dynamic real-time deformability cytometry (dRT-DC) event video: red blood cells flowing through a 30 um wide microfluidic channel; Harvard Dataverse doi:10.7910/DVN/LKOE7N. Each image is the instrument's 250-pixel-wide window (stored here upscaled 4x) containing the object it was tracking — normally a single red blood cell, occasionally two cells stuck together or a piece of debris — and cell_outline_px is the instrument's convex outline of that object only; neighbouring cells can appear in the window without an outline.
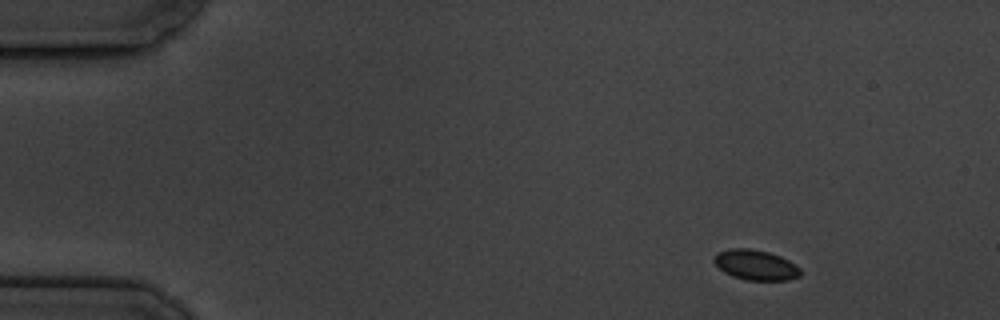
{"species": "common noctule bat (a hibernating species)", "species_latin": "Nyctalus noctula", "temperature_condition": "cold", "stored_images_in_passage": 5, "camera_frame_rate_fps": 3000, "um_per_image_px": 0.085, "animal": {"sex": "male", "body_mass_g": 19.5, "forearm_length_mm": 54.6}, "frame": {"image": 1, "passage_image": 1, "time_ms": 0.0, "image_size_px": [1000, 320], "cell_outline_px": [[800, 276], [788, 280], [744, 280], [732, 276], [724, 272], [712, 260], [716, 252], [728, 248], [748, 248], [768, 252], [780, 256], [788, 260], [800, 268]], "centroid_in_image_um": [64.2, 22.51], "position_along_channel_um": 20.8, "area_um2": 15.26}}
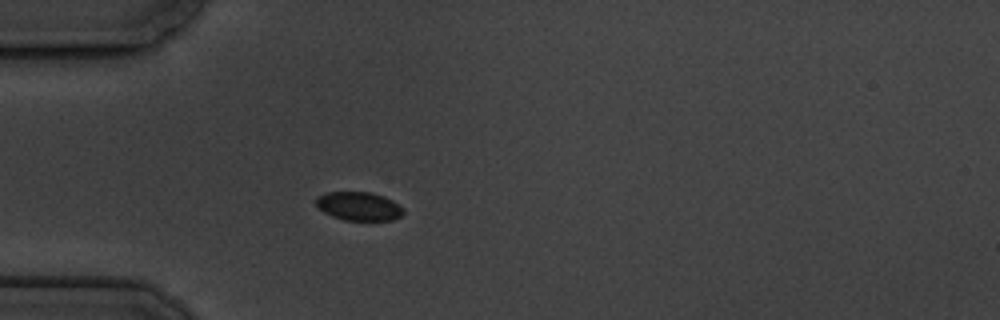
{"frame": {"image": 2, "passage_image": 4, "time_ms": 3.333, "image_size_px": [1000, 320], "cell_outline_px": [[404, 212], [400, 216], [392, 220], [344, 220], [332, 216], [324, 212], [316, 204], [316, 196], [328, 192], [372, 192], [384, 196], [392, 200], [404, 208]], "centroid_in_image_um": [30.51, 17.52], "position_along_channel_um": 54.5, "area_um2": 14.57}}